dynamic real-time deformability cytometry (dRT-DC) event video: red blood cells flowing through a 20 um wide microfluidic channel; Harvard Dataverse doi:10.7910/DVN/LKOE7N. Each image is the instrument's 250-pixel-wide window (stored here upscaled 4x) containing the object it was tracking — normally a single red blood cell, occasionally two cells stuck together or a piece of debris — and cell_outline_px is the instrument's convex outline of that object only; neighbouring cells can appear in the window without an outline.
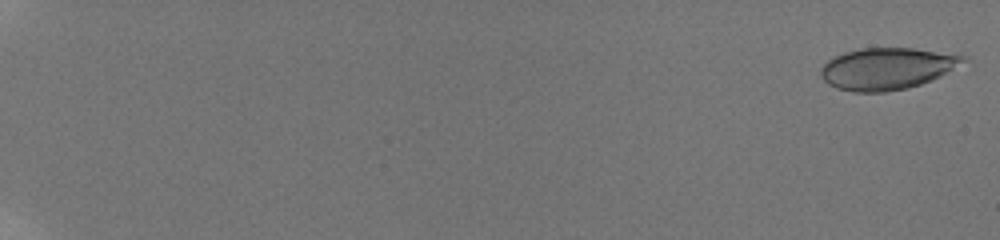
{"species": "human", "species_latin": "Homo sapiens", "temperature_condition": "room temperature", "stored_images_in_passage": 58, "camera_frame_rate_fps": 3000, "um_per_image_px": 0.085, "donor": {"sex": "male"}, "frame": {"image": 1, "passage_image": 1, "time_ms": 0.0, "image_size_px": [1000, 240], "cell_outline_px": [[968, 56], [964, 60], [940, 76], [932, 80], [908, 88], [884, 92], [852, 92], [836, 88], [828, 84], [820, 76], [820, 68], [828, 60], [844, 52], [860, 48], [912, 48]], "centroid_in_image_um": [75.32, 5.84], "position_along_channel_um": 9.7, "area_um2": 34.39}}
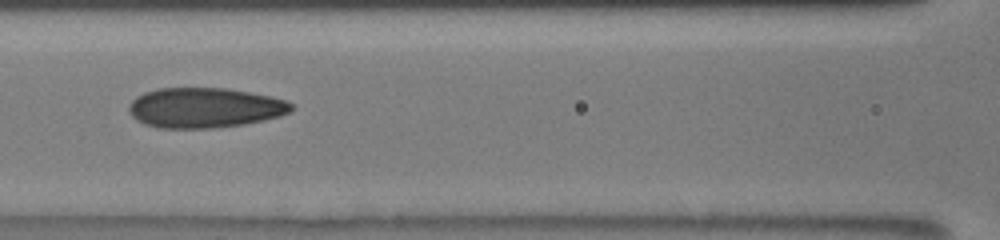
{"frame": {"image": 2, "passage_image": 31, "time_ms": 10.0, "image_size_px": [1000, 240], "cell_outline_px": [[296, 108], [292, 112], [280, 116], [264, 120], [244, 124], [216, 128], [160, 128], [136, 120], [128, 112], [128, 104], [136, 96], [144, 92], [156, 88], [224, 88], [248, 92], [288, 100]], "centroid_in_image_um": [17.41, 9.16], "position_along_channel_um": 149.2, "area_um2": 38.21}}
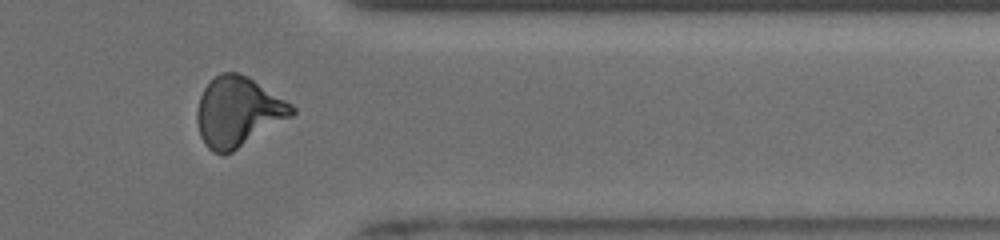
{"frame": {"image": 3, "passage_image": 50, "time_ms": 16.333, "image_size_px": [1000, 240], "cell_outline_px": [[296, 112], [292, 116], [232, 152], [224, 156], [212, 152], [204, 144], [200, 136], [196, 120], [196, 112], [200, 96], [204, 88], [220, 72], [236, 72], [248, 76], [292, 104], [296, 108]], "centroid_in_image_um": [20.21, 9.52], "position_along_channel_um": 391.2, "area_um2": 38.61}, "authors_computed_cell_mechanics": {"area_um2": 36.0672, "velocity_mm_per_s": 3.8807, "shape_relaxation_time_tau1_ms": 6.0444, "shape_relaxation_time_tau2_ms": 1.3822, "deformation_change_tau1": 0.1791, "deformation_change_tau2": 0.0828}}